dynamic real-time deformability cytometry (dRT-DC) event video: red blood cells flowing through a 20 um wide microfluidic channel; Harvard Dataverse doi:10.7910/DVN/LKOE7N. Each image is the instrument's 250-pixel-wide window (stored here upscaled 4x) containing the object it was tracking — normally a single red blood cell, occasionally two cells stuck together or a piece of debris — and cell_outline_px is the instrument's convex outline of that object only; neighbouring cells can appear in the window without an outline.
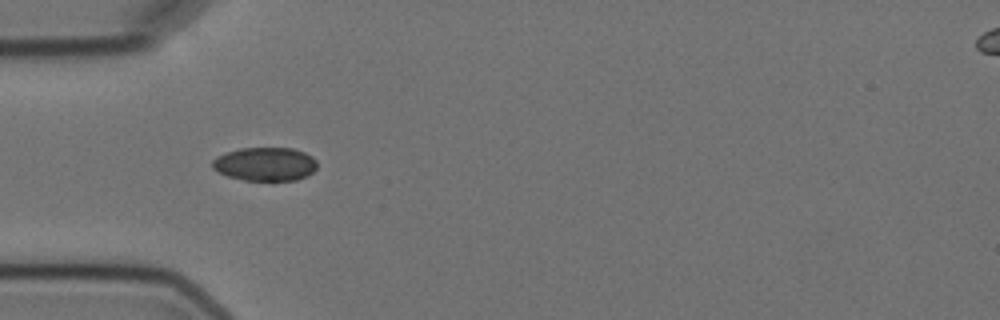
{"species": "Egyptian fruit bat (a non-hibernating species)", "species_latin": "Rousettus aegyptiacus", "temperature_condition": "cold", "stored_images_in_passage": 5, "camera_frame_rate_fps": 3000, "um_per_image_px": 0.085, "animal": {"sex": "female"}, "frame": {"image": 1, "passage_image": 4, "time_ms": 3.667, "image_size_px": [1000, 320], "cell_outline_px": [[316, 168], [308, 176], [296, 180], [244, 180], [228, 176], [212, 168], [212, 160], [216, 156], [240, 148], [292, 148], [304, 152], [312, 156], [316, 160]], "centroid_in_image_um": [22.55, 13.94], "position_along_channel_um": 62.5, "area_um2": 20.46}}
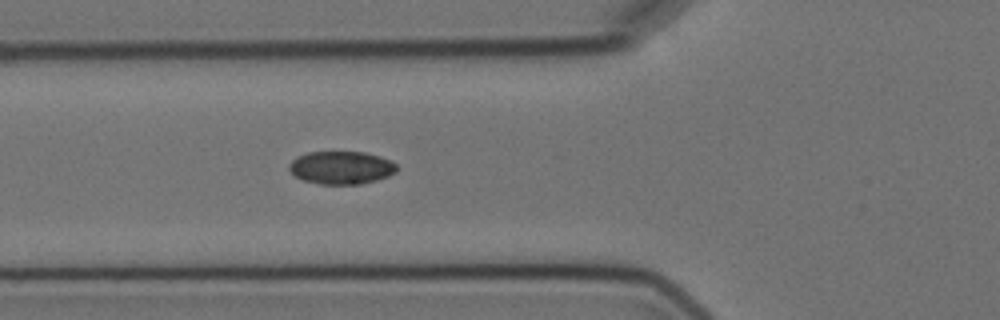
{"frame": {"image": 2, "passage_image": 5, "time_ms": 4.667, "image_size_px": [1000, 320], "cell_outline_px": [[396, 172], [388, 176], [376, 180], [360, 184], [320, 184], [304, 180], [296, 176], [288, 168], [288, 164], [296, 156], [308, 152], [364, 152], [380, 156], [392, 160], [396, 164]], "centroid_in_image_um": [29.01, 14.24], "position_along_channel_um": 96.8, "area_um2": 20.69}}